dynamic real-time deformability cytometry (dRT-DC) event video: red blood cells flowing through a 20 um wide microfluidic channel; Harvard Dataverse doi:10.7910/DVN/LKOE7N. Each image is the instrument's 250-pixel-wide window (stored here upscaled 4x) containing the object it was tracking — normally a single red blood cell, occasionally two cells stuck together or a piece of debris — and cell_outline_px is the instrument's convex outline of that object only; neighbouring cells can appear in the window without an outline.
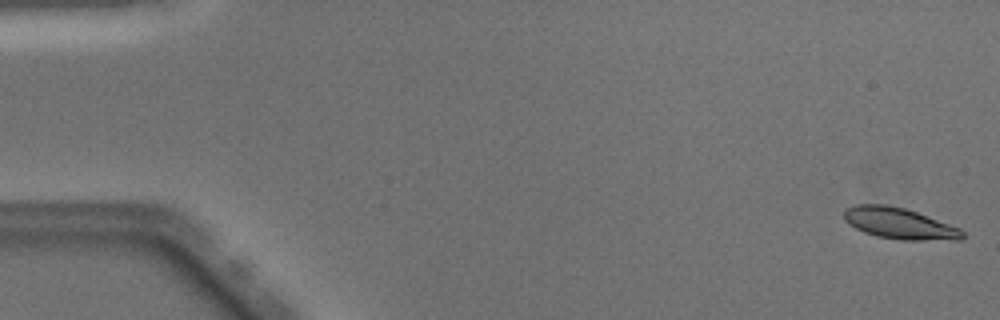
{"species": "Egyptian fruit bat (a non-hibernating species)", "species_latin": "Rousettus aegyptiacus", "temperature_condition": "warm", "stored_images_in_passage": 50, "camera_frame_rate_fps": 3000, "um_per_image_px": 0.085, "animal": {"sex": "male"}, "frame": {"image": 1, "passage_image": 1, "time_ms": 0.0, "image_size_px": [1000, 320], "cell_outline_px": [[964, 236], [960, 240], [900, 240], [876, 236], [864, 232], [848, 224], [844, 220], [844, 212], [848, 208], [856, 204], [888, 204], [904, 208], [916, 212], [960, 228], [964, 232]], "centroid_in_image_um": [76.44, 19.0], "position_along_channel_um": 8.6, "area_um2": 21.5}}
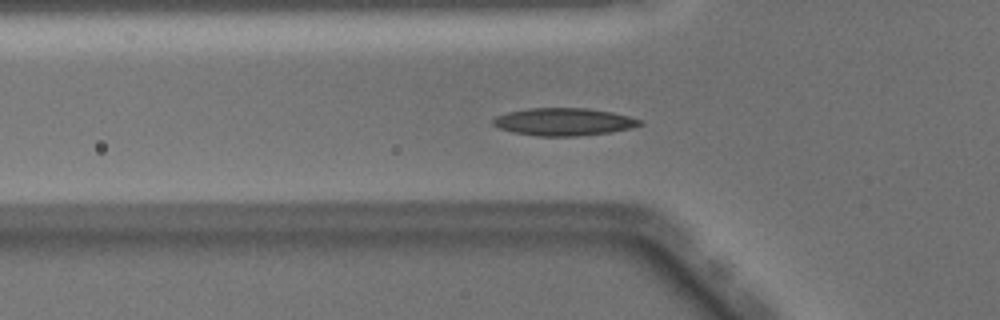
{"frame": {"image": 2, "passage_image": 17, "time_ms": 5.333, "image_size_px": [1000, 320], "cell_outline_px": [[644, 124], [632, 128], [608, 132], [576, 136], [536, 136], [512, 132], [500, 128], [492, 124], [492, 120], [496, 116], [508, 112], [528, 108], [588, 108], [612, 112], [644, 120]], "centroid_in_image_um": [47.94, 10.35], "position_along_channel_um": 77.9, "area_um2": 23.64}}
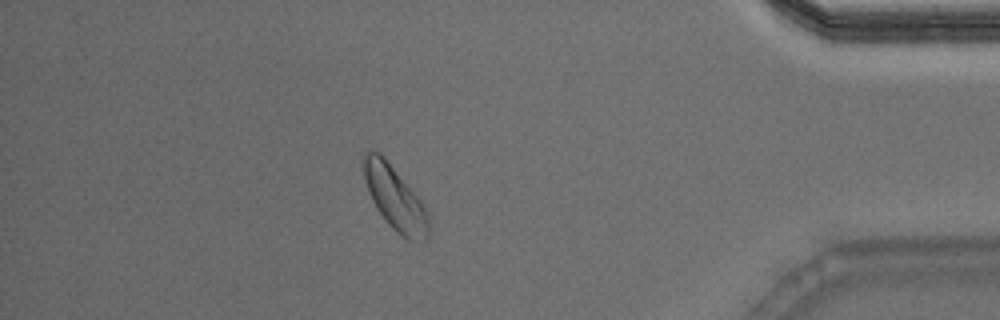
{"frame": {"image": 3, "passage_image": 44, "time_ms": 14.333, "image_size_px": [1000, 320], "cell_outline_px": [[428, 240], [408, 240], [400, 236], [388, 224], [376, 208], [368, 192], [364, 180], [364, 152], [368, 148], [372, 148], [380, 152], [384, 156], [420, 200], [428, 212]], "centroid_in_image_um": [33.54, 16.82], "position_along_channel_um": 401.7, "area_um2": 24.1}, "authors_computed_cell_mechanics": {"area_um2": 21.8195, "velocity_mm_per_s": 4.027, "shape_relaxation_time_tau1_ms": 4.1046, "shape_relaxation_time_tau2_ms": null, "deformation_change_tau1": 0.1069, "deformation_change_tau2": null}}